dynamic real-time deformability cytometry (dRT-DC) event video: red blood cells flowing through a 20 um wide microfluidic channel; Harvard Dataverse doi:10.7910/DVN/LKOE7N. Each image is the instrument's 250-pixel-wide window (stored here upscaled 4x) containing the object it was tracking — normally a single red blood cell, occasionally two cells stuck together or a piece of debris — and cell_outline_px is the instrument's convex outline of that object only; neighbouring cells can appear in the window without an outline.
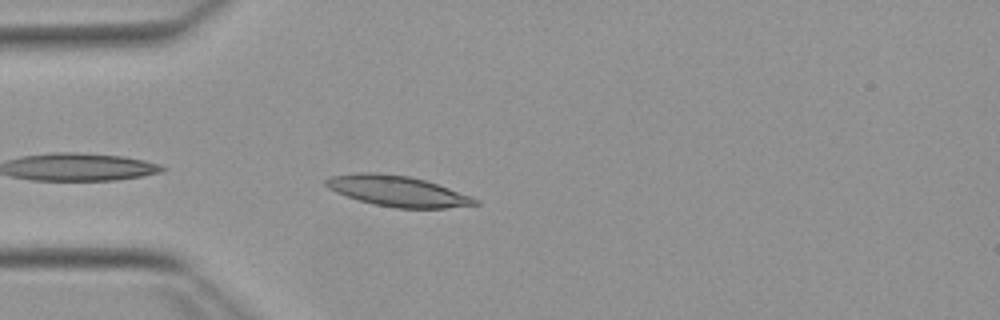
{"species": "Egyptian fruit bat (a non-hibernating species)", "species_latin": "Rousettus aegyptiacus", "temperature_condition": "warm", "stored_images_in_passage": 26, "camera_frame_rate_fps": 3000, "um_per_image_px": 0.085, "animal": {"sex": "female"}, "frame": {"image": 1, "passage_image": 2, "time_ms": 0.333, "image_size_px": [1000, 320], "cell_outline_px": [[480, 204], [448, 208], [396, 208], [372, 204], [336, 192], [328, 188], [324, 184], [324, 180], [328, 176], [352, 172], [376, 172], [408, 176], [424, 180], [472, 196], [480, 200]], "centroid_in_image_um": [33.76, 16.23], "position_along_channel_um": 51.2, "area_um2": 26.76}}
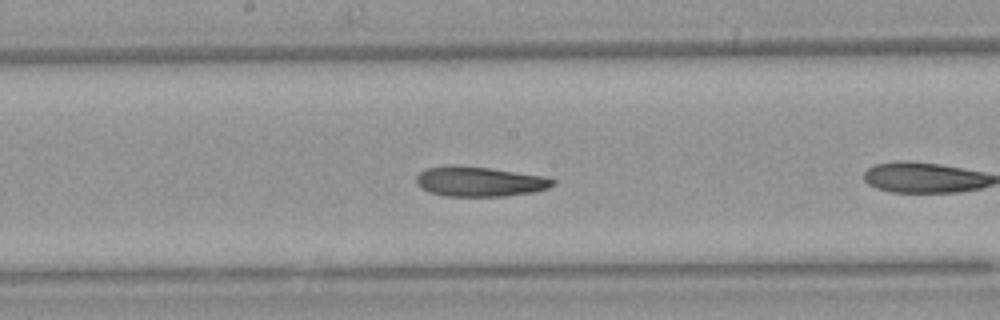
{"frame": {"image": 2, "passage_image": 12, "time_ms": 3.667, "image_size_px": [1000, 320], "cell_outline_px": [[556, 184], [548, 188], [532, 192], [504, 196], [444, 196], [428, 192], [420, 188], [416, 184], [416, 176], [420, 172], [428, 168], [448, 164], [452, 164], [492, 168], [544, 176], [556, 180]], "centroid_in_image_um": [40.73, 15.42], "position_along_channel_um": 207.5, "area_um2": 24.1}}
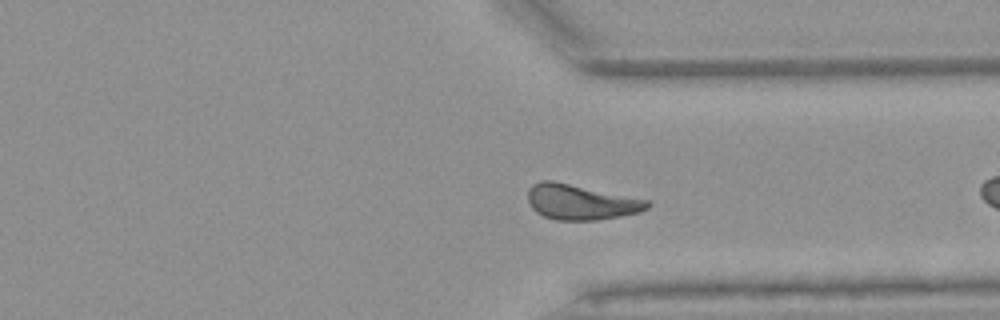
{"frame": {"image": 3, "passage_image": 24, "time_ms": 7.667, "image_size_px": [1000, 320], "cell_outline_px": [[652, 204], [648, 208], [640, 212], [596, 220], [556, 220], [544, 216], [536, 212], [532, 208], [528, 200], [528, 188], [532, 184], [540, 180], [552, 180], [648, 200]], "centroid_in_image_um": [49.34, 17.17], "position_along_channel_um": 362.1, "area_um2": 24.45}}